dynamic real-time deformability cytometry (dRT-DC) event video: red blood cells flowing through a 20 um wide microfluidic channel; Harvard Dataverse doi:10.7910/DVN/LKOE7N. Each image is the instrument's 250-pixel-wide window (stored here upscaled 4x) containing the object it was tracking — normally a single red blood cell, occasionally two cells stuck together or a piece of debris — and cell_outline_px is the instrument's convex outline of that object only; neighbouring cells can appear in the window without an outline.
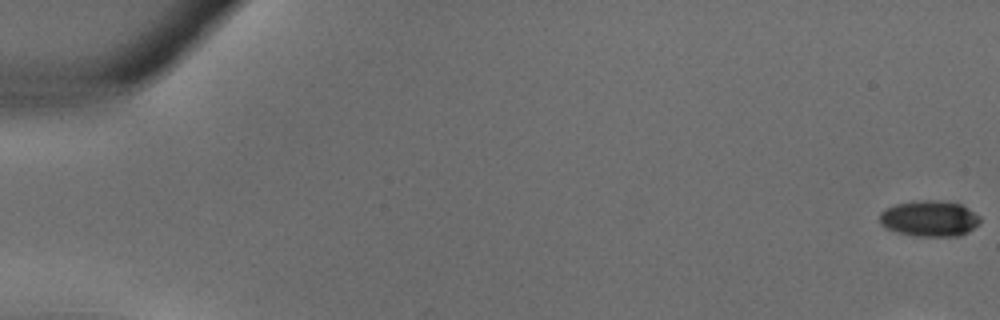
{"species": "common noctule bat (a hibernating species)", "species_latin": "Nyctalus noctula", "temperature_condition": "warm", "stored_images_in_passage": 15, "camera_frame_rate_fps": 3000, "um_per_image_px": 0.085, "animal": {"sex": "male", "body_mass_g": 18.8}, "frame": {"image": 1, "passage_image": 1, "time_ms": 0.0, "image_size_px": [1000, 320], "cell_outline_px": [[980, 224], [968, 232], [960, 236], [916, 236], [896, 232], [884, 228], [880, 224], [880, 212], [896, 204], [916, 200], [940, 200], [960, 204], [968, 208], [980, 216]], "centroid_in_image_um": [79.01, 18.58], "position_along_channel_um": 6.0, "area_um2": 21.21}}